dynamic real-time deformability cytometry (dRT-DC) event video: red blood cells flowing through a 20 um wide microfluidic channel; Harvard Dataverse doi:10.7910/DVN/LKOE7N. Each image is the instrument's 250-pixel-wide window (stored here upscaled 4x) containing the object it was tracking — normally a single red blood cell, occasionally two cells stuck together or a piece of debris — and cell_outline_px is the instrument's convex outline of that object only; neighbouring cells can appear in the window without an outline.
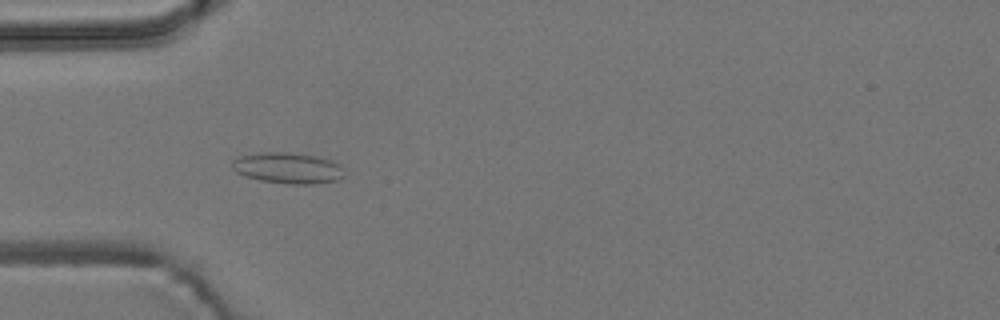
{"species": "common noctule bat (a hibernating species)", "species_latin": "Nyctalus noctula", "temperature_condition": "room temperature", "stored_images_in_passage": 47, "camera_frame_rate_fps": 3000, "um_per_image_px": 0.085, "animal": {"sex": "male", "body_mass_g": 19.2, "forearm_length_mm": 51.8}, "frame": {"image": 1, "passage_image": 16, "time_ms": 5.0, "image_size_px": [1000, 320], "cell_outline_px": [[344, 176], [336, 180], [312, 184], [288, 184], [260, 180], [244, 176], [236, 172], [232, 168], [232, 160], [236, 156], [260, 152], [288, 152], [324, 156], [336, 160]], "centroid_in_image_um": [24.45, 14.26], "position_along_channel_um": 60.6, "area_um2": 20.63}}
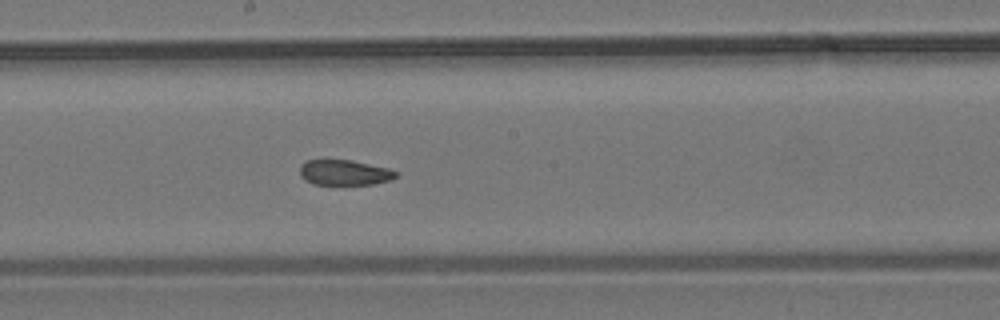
{"frame": {"image": 2, "passage_image": 29, "time_ms": 9.333, "image_size_px": [1000, 320], "cell_outline_px": [[400, 172], [392, 180], [372, 184], [312, 184], [304, 180], [300, 176], [300, 164], [304, 160], [352, 160], [388, 168]], "centroid_in_image_um": [29.27, 14.66], "position_along_channel_um": 218.9, "area_um2": 14.33}}
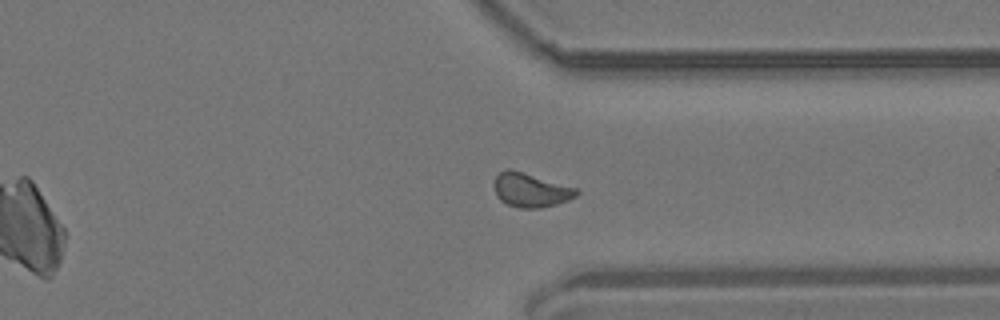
{"frame": {"image": 3, "passage_image": 41, "time_ms": 13.333, "image_size_px": [1000, 320], "cell_outline_px": [[580, 192], [576, 196], [568, 200], [556, 204], [540, 208], [520, 208], [508, 204], [500, 200], [496, 196], [496, 176], [504, 168], [512, 168], [576, 188]], "centroid_in_image_um": [45.12, 16.14], "position_along_channel_um": 366.3, "area_um2": 16.24}, "authors_computed_cell_mechanics": {"area_um2": 16.2996, "velocity_mm_per_s": 3.6971, "shape_relaxation_time_tau1_ms": null, "shape_relaxation_time_tau2_ms": 1.7993, "deformation_change_tau1": null, "deformation_change_tau2": 0.0577}}